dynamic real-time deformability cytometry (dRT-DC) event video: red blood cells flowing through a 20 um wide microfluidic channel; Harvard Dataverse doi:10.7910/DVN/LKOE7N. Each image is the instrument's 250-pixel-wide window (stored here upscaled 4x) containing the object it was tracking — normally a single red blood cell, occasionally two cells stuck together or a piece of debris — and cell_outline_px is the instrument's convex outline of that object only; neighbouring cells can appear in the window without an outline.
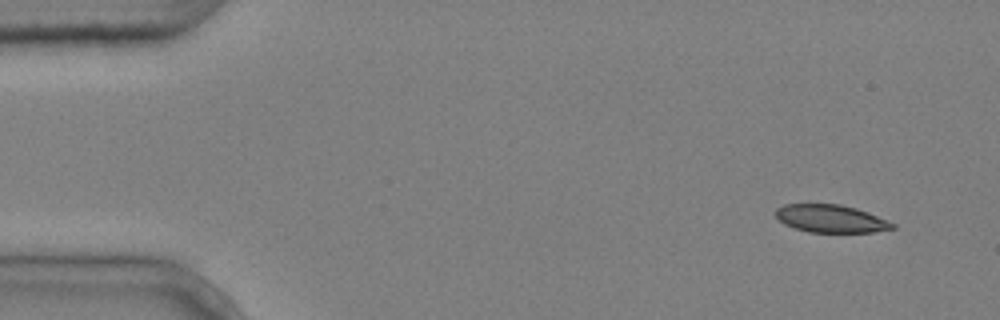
{"species": "common noctule bat (a hibernating species)", "species_latin": "Nyctalus noctula", "temperature_condition": "cold", "stored_images_in_passage": 4, "camera_frame_rate_fps": 3000, "um_per_image_px": 0.085, "animal": {"sex": "male", "body_mass_g": 20.4}, "frame": {"image": 1, "passage_image": 1, "time_ms": 0.0, "image_size_px": [1000, 320], "cell_outline_px": [[896, 228], [872, 232], [808, 232], [784, 224], [776, 216], [776, 208], [784, 204], [840, 204], [856, 208], [868, 212], [896, 224]], "centroid_in_image_um": [70.63, 18.58], "position_along_channel_um": 14.4, "area_um2": 18.84}}
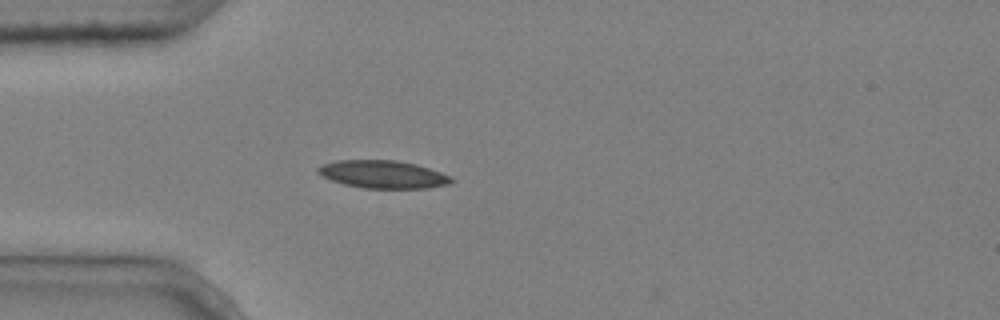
{"frame": {"image": 2, "passage_image": 4, "time_ms": 1.0, "image_size_px": [1000, 320], "cell_outline_px": [[456, 180], [448, 184], [428, 188], [364, 188], [344, 184], [320, 176], [316, 172], [316, 168], [320, 164], [336, 160], [396, 160], [416, 164], [452, 176]], "centroid_in_image_um": [32.52, 14.81], "position_along_channel_um": 52.5, "area_um2": 21.79}}